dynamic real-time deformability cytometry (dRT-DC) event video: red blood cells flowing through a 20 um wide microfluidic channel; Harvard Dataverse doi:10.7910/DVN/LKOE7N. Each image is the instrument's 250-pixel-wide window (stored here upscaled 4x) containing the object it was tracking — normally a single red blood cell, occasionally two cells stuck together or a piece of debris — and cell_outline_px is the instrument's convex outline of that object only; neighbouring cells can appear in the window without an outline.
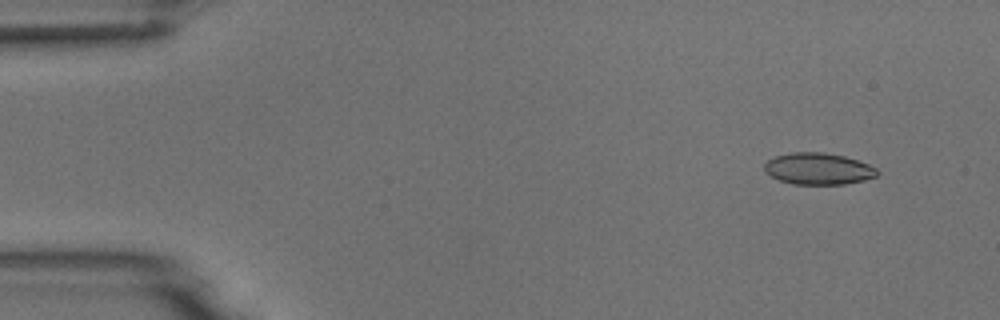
{"species": "common noctule bat (a hibernating species)", "species_latin": "Nyctalus noctula", "temperature_condition": "room temperature", "stored_images_in_passage": 6, "segment_of_instrument_passage": [1, 2], "camera_frame_rate_fps": 3000, "um_per_image_px": 0.085, "animal": {"sex": "male", "body_mass_g": 18.8}, "frame": {"image": 1, "passage_image": 2, "time_ms": 1.0, "image_size_px": [1000, 320], "cell_outline_px": [[880, 172], [876, 176], [864, 180], [844, 184], [792, 184], [780, 180], [764, 172], [764, 164], [768, 160], [776, 156], [792, 152], [824, 152], [844, 156], [868, 164], [876, 168]], "centroid_in_image_um": [69.55, 14.34], "position_along_channel_um": 15.5, "area_um2": 20.75}}